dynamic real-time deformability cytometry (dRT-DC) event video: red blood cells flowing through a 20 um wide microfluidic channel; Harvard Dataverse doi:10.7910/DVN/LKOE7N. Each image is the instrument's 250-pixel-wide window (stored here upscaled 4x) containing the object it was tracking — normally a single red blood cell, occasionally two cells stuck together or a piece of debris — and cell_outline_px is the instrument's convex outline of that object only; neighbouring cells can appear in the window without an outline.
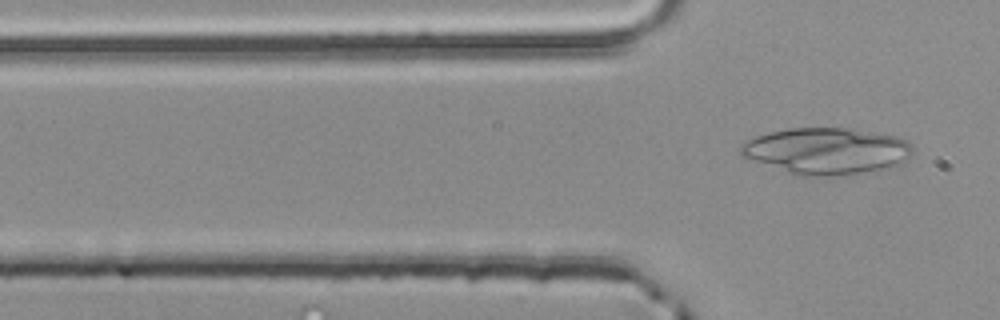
{"species": "common noctule bat (a hibernating species)", "species_latin": "Nyctalus noctula", "temperature_condition": "room temperature", "stored_images_in_passage": 4, "camera_frame_rate_fps": 3000, "um_per_image_px": 0.085, "animal": {"sex": "male", "body_mass_g": 20.4}, "frame": {"image": 1, "passage_image": 4, "time_ms": 1.0, "image_size_px": [1000, 320], "cell_outline_px": [[912, 156], [908, 160], [896, 168], [836, 176], [796, 176], [744, 160], [740, 156], [740, 144], [756, 136], [768, 132], [788, 128], [852, 128], [896, 136], [908, 140], [912, 144]], "centroid_in_image_um": [70.24, 12.86], "position_along_channel_um": 55.6, "area_um2": 48.09}}